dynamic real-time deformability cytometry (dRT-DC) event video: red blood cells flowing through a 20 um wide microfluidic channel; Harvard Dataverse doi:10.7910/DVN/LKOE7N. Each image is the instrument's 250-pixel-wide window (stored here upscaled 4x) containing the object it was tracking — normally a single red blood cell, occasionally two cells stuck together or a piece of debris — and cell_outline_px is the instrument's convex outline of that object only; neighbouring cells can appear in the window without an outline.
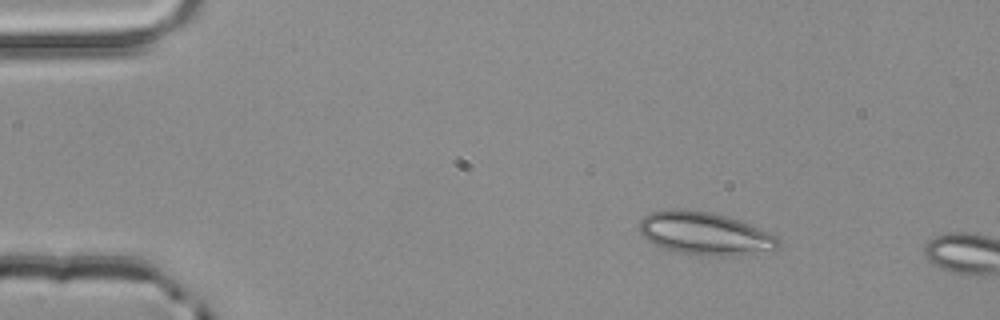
{"species": "common noctule bat (a hibernating species)", "species_latin": "Nyctalus noctula", "temperature_condition": "room temperature", "stored_images_in_passage": 2, "camera_frame_rate_fps": 3000, "um_per_image_px": 0.085, "animal": {"sex": "male", "body_mass_g": 20.4}, "frame": {"image": 1, "passage_image": 1, "time_ms": 0.0, "image_size_px": [1000, 320], "cell_outline_px": [[780, 244], [776, 248], [728, 256], [708, 256], [676, 252], [652, 244], [640, 232], [640, 220], [644, 216], [652, 212], [668, 208], [684, 208], [712, 212], [728, 216], [740, 220], [760, 228], [776, 236], [780, 240]], "centroid_in_image_um": [59.86, 19.82], "position_along_channel_um": 25.1, "area_um2": 34.68}}